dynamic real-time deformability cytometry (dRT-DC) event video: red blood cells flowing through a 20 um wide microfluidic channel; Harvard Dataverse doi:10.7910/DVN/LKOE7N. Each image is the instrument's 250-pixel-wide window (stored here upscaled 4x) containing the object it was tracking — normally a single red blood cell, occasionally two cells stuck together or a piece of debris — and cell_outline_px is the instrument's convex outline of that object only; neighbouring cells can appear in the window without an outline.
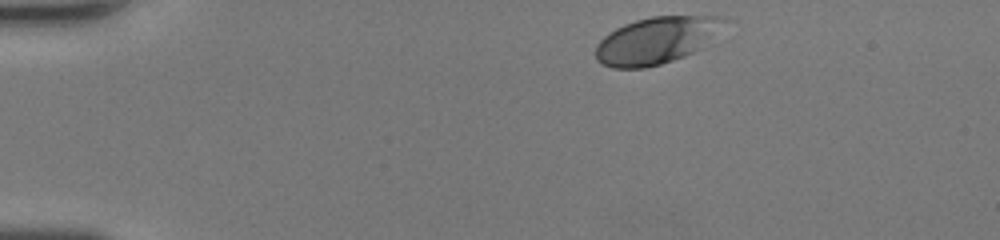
{"species": "human", "species_latin": "Homo sapiens", "temperature_condition": "room temperature", "stored_images_in_passage": 34, "camera_frame_rate_fps": 3000, "um_per_image_px": 0.085, "donor": {"sex": "female"}, "frame": {"image": 1, "passage_image": 1, "time_ms": 0.0, "image_size_px": [1000, 240], "cell_outline_px": [[728, 20], [704, 48], [684, 56], [660, 64], [644, 68], [612, 68], [600, 64], [596, 60], [596, 44], [604, 36], [616, 28], [624, 24], [636, 20], [652, 16], [728, 16]], "centroid_in_image_um": [55.81, 3.43], "position_along_channel_um": 29.2, "area_um2": 35.32}}
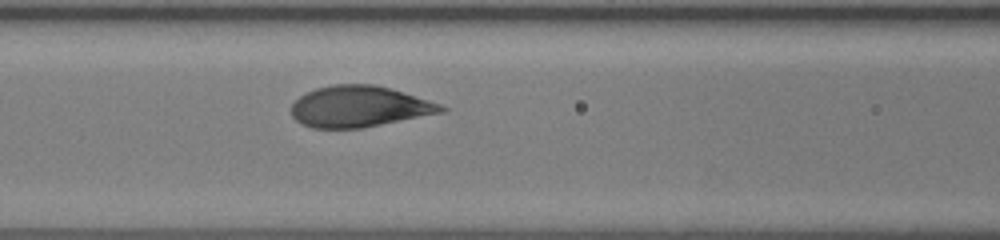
{"frame": {"image": 2, "passage_image": 14, "time_ms": 4.333, "image_size_px": [1000, 240], "cell_outline_px": [[448, 108], [444, 112], [360, 128], [312, 128], [296, 120], [292, 116], [292, 104], [300, 96], [316, 88], [332, 84], [372, 84], [388, 88], [440, 104]], "centroid_in_image_um": [30.51, 9.06], "position_along_channel_um": 136.1, "area_um2": 35.37}}
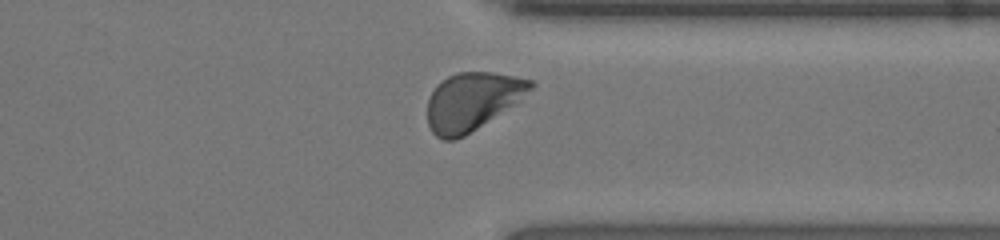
{"frame": {"image": 3, "passage_image": 30, "time_ms": 9.667, "image_size_px": [1000, 240], "cell_outline_px": [[536, 84], [516, 104], [464, 136], [456, 140], [444, 140], [436, 136], [432, 132], [428, 124], [428, 100], [436, 84], [448, 76], [456, 72], [492, 72], [516, 76], [532, 80]], "centroid_in_image_um": [40.14, 8.61], "position_along_channel_um": 371.3, "area_um2": 34.85}, "authors_computed_cell_mechanics": {"area_um2": 35.4314, "velocity_mm_per_s": 4.3962, "shape_relaxation_time_tau1_ms": 2.0411, "shape_relaxation_time_tau2_ms": null, "deformation_change_tau1": 0.1487, "deformation_change_tau2": null}}